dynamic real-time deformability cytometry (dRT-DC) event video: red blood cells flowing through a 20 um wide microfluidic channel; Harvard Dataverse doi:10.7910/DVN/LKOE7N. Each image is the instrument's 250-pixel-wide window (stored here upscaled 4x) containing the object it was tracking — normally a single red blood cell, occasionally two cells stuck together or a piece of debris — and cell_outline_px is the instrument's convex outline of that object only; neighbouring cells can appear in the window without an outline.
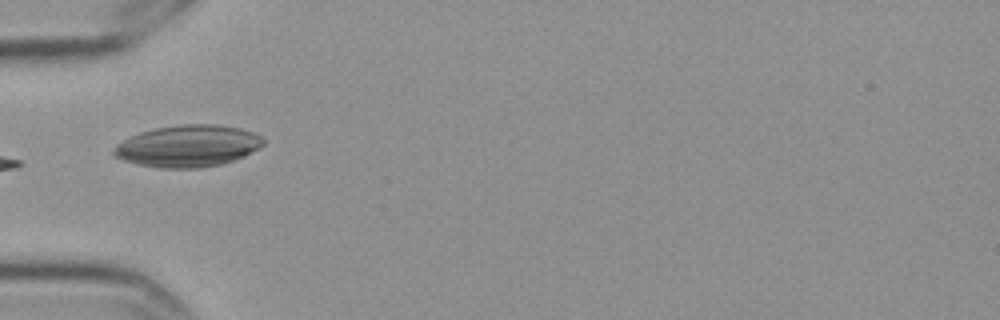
{"species": "Egyptian fruit bat (a non-hibernating species)", "species_latin": "Rousettus aegyptiacus", "temperature_condition": "cold", "stored_images_in_passage": 4, "camera_frame_rate_fps": 3000, "um_per_image_px": 0.085, "frame": {"image": 1, "passage_image": 2, "time_ms": 0.333, "image_size_px": [1000, 320], "cell_outline_px": [[264, 144], [260, 148], [244, 156], [224, 164], [200, 168], [160, 168], [140, 164], [124, 160], [112, 156], [112, 148], [116, 144], [128, 136], [140, 132], [156, 128], [180, 124], [216, 124], [240, 128], [252, 132], [260, 136], [264, 140]], "centroid_in_image_um": [15.95, 12.41], "position_along_channel_um": 69.0, "area_um2": 36.7}}
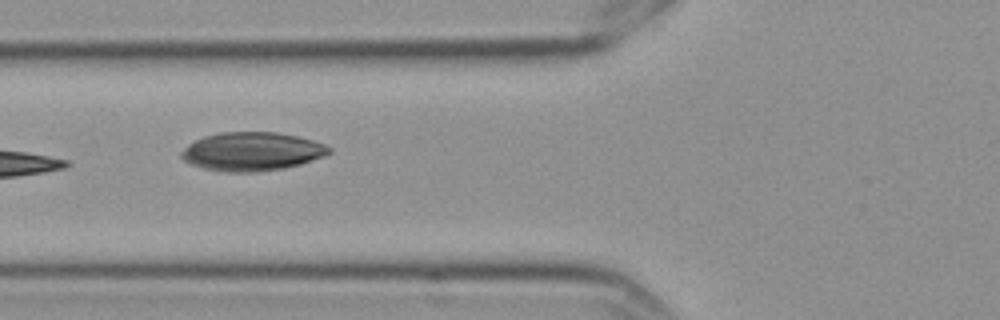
{"frame": {"image": 2, "passage_image": 3, "time_ms": 0.667, "image_size_px": [1000, 320], "cell_outline_px": [[332, 152], [324, 156], [300, 164], [284, 168], [256, 172], [224, 172], [204, 168], [192, 164], [184, 160], [180, 156], [180, 152], [188, 144], [204, 136], [220, 132], [276, 132], [296, 136], [312, 140], [324, 144], [332, 148]], "centroid_in_image_um": [21.41, 12.88], "position_along_channel_um": 104.4, "area_um2": 33.18}}
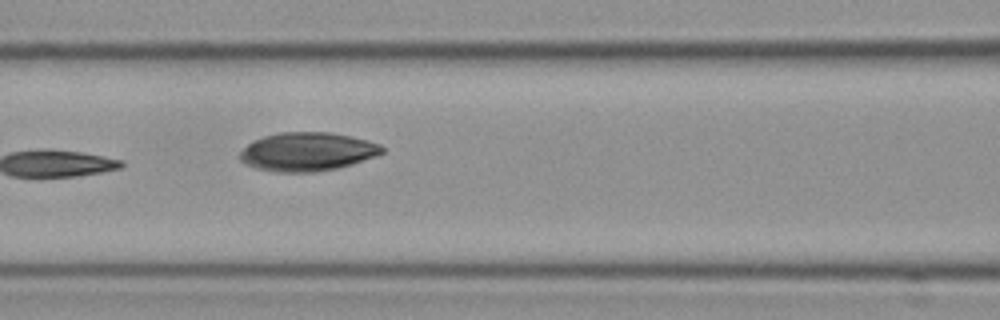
{"frame": {"image": 3, "passage_image": 4, "time_ms": 1.0, "image_size_px": [1000, 320], "cell_outline_px": [[384, 152], [376, 156], [352, 164], [336, 168], [316, 172], [276, 172], [256, 168], [244, 164], [240, 160], [240, 152], [252, 140], [264, 136], [280, 132], [332, 132], [368, 140], [380, 144], [384, 148]], "centroid_in_image_um": [26.12, 12.89], "position_along_channel_um": 140.5, "area_um2": 32.14}}